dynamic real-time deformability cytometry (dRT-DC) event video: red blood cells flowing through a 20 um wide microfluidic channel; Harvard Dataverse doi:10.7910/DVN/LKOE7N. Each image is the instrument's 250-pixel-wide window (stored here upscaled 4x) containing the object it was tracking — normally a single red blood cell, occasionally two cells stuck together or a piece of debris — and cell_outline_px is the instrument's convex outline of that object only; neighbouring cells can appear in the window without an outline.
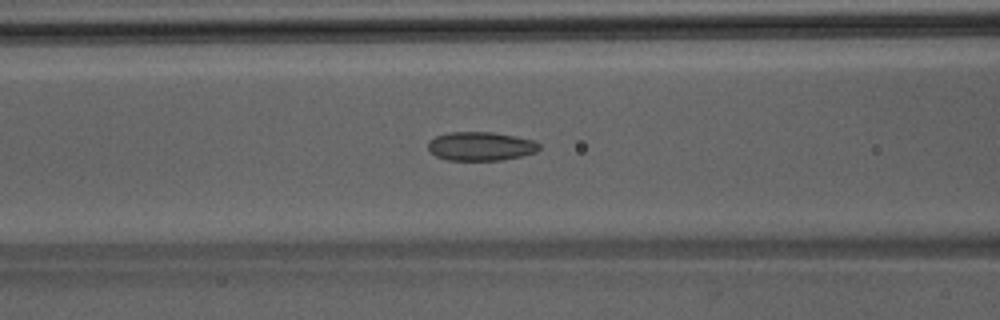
{"species": "Egyptian fruit bat (a non-hibernating species)", "species_latin": "Rousettus aegyptiacus", "temperature_condition": "room temperature", "stored_images_in_passage": 36, "camera_frame_rate_fps": 3000, "um_per_image_px": 0.085, "animal": {"sex": "male"}, "frame": {"image": 1, "passage_image": 8, "time_ms": 2.333, "image_size_px": [1000, 320], "cell_outline_px": [[540, 148], [536, 152], [520, 156], [500, 160], [448, 160], [436, 156], [428, 148], [428, 140], [436, 136], [448, 132], [492, 132], [516, 136], [536, 140], [540, 144]], "centroid_in_image_um": [40.87, 12.42], "position_along_channel_um": 125.7, "area_um2": 18.73}}
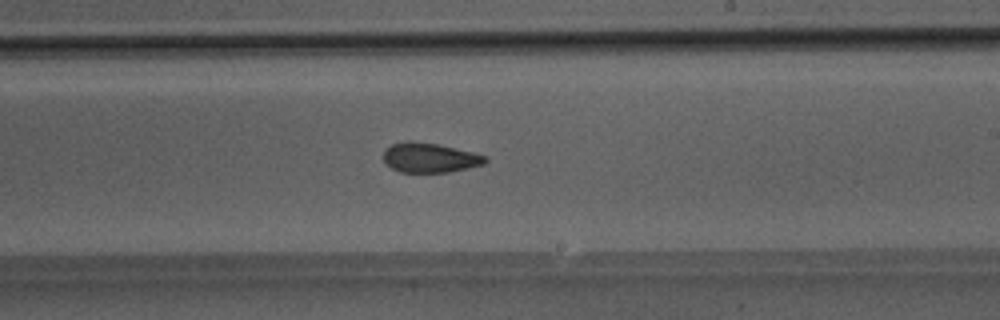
{"frame": {"image": 2, "passage_image": 17, "time_ms": 5.333, "image_size_px": [1000, 320], "cell_outline_px": [[488, 160], [484, 164], [468, 168], [448, 172], [400, 172], [392, 168], [384, 160], [384, 152], [392, 144], [408, 140], [436, 144], [472, 152], [484, 156]], "centroid_in_image_um": [36.53, 13.41], "position_along_channel_um": 252.5, "area_um2": 17.28}}
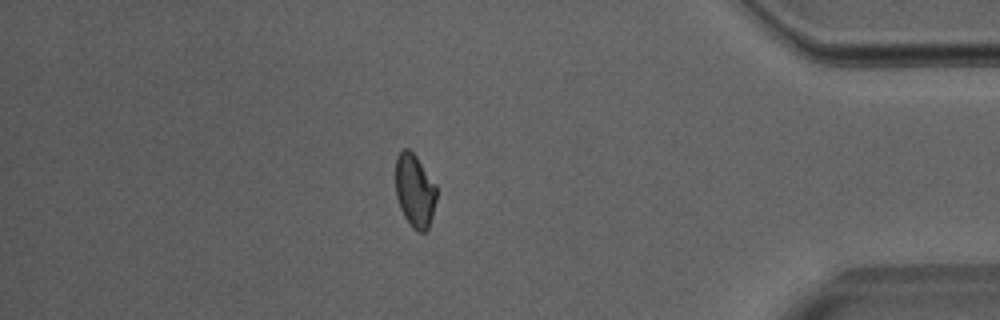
{"frame": {"image": 3, "passage_image": 30, "time_ms": 9.667, "image_size_px": [1000, 320], "cell_outline_px": [[436, 200], [432, 216], [428, 228], [424, 232], [416, 232], [408, 224], [400, 208], [396, 196], [396, 156], [404, 148], [408, 148], [416, 156], [436, 184]], "centroid_in_image_um": [35.25, 16.22], "position_along_channel_um": 399.9, "area_um2": 17.57}}